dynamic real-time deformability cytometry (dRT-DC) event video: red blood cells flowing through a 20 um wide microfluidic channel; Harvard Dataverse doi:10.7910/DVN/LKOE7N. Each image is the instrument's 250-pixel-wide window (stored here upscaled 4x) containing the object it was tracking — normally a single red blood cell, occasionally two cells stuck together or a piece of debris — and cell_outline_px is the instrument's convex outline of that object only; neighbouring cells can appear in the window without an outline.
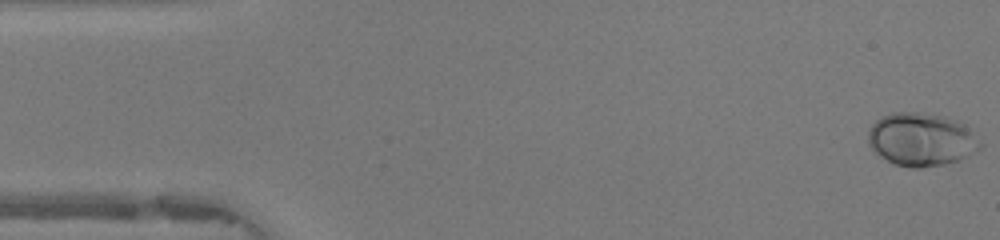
{"species": "human", "species_latin": "Homo sapiens", "temperature_condition": "warm", "stored_images_in_passage": 48, "camera_frame_rate_fps": 3000, "um_per_image_px": 0.085, "donor": {"sex": "female"}, "frame": {"image": 1, "passage_image": 1, "time_ms": 0.0, "image_size_px": [1000, 240], "cell_outline_px": [[984, 144], [980, 148], [960, 160], [944, 164], [920, 168], [912, 168], [896, 164], [880, 156], [868, 144], [868, 132], [872, 124], [876, 120], [892, 112], [916, 112], [944, 116], [956, 120], [964, 124]], "centroid_in_image_um": [78.32, 11.85], "position_along_channel_um": 6.7, "area_um2": 34.62}}
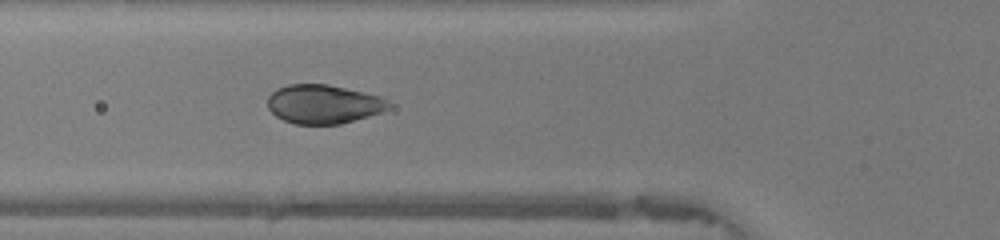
{"frame": {"image": 2, "passage_image": 17, "time_ms": 5.333, "image_size_px": [1000, 240], "cell_outline_px": [[388, 108], [380, 112], [368, 116], [340, 124], [296, 124], [284, 120], [276, 116], [268, 108], [268, 96], [276, 88], [288, 84], [328, 84], [364, 92], [380, 96], [388, 100]], "centroid_in_image_um": [27.46, 8.84], "position_along_channel_um": 98.3, "area_um2": 27.34}}
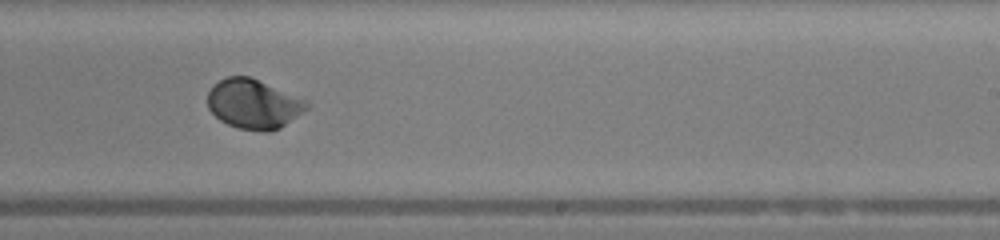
{"frame": {"image": 3, "passage_image": 29, "time_ms": 9.333, "image_size_px": [1000, 240], "cell_outline_px": [[308, 108], [304, 112], [280, 128], [268, 132], [260, 132], [236, 128], [220, 120], [208, 108], [208, 92], [212, 84], [228, 76], [248, 76], [308, 100]], "centroid_in_image_um": [21.55, 8.85], "position_along_channel_um": 267.4, "area_um2": 28.73}, "authors_computed_cell_mechanics": {"area_um2": 29.1312, "velocity_mm_per_s": 4.2272, "shape_relaxation_time_tau1_ms": 2.4106, "shape_relaxation_time_tau2_ms": null, "deformation_change_tau1": 0.1466, "deformation_change_tau2": null}}